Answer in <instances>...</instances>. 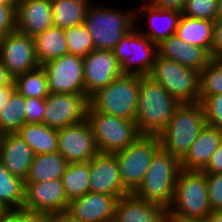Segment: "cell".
<instances>
[{"label": "cell", "instance_id": "obj_48", "mask_svg": "<svg viewBox=\"0 0 222 222\" xmlns=\"http://www.w3.org/2000/svg\"><path fill=\"white\" fill-rule=\"evenodd\" d=\"M14 77L7 71L0 60V86L11 84Z\"/></svg>", "mask_w": 222, "mask_h": 222}, {"label": "cell", "instance_id": "obj_8", "mask_svg": "<svg viewBox=\"0 0 222 222\" xmlns=\"http://www.w3.org/2000/svg\"><path fill=\"white\" fill-rule=\"evenodd\" d=\"M179 103L199 102L200 72L157 55L148 75Z\"/></svg>", "mask_w": 222, "mask_h": 222}, {"label": "cell", "instance_id": "obj_34", "mask_svg": "<svg viewBox=\"0 0 222 222\" xmlns=\"http://www.w3.org/2000/svg\"><path fill=\"white\" fill-rule=\"evenodd\" d=\"M217 94H222V60L211 59L200 72L199 102Z\"/></svg>", "mask_w": 222, "mask_h": 222}, {"label": "cell", "instance_id": "obj_4", "mask_svg": "<svg viewBox=\"0 0 222 222\" xmlns=\"http://www.w3.org/2000/svg\"><path fill=\"white\" fill-rule=\"evenodd\" d=\"M181 161L160 148L153 156L141 186L134 195L168 209L174 198Z\"/></svg>", "mask_w": 222, "mask_h": 222}, {"label": "cell", "instance_id": "obj_15", "mask_svg": "<svg viewBox=\"0 0 222 222\" xmlns=\"http://www.w3.org/2000/svg\"><path fill=\"white\" fill-rule=\"evenodd\" d=\"M85 94L90 98L122 75L121 65L113 51H91L83 58Z\"/></svg>", "mask_w": 222, "mask_h": 222}, {"label": "cell", "instance_id": "obj_42", "mask_svg": "<svg viewBox=\"0 0 222 222\" xmlns=\"http://www.w3.org/2000/svg\"><path fill=\"white\" fill-rule=\"evenodd\" d=\"M205 174H220L222 173V142L217 147L216 151L211 155L207 166L202 170Z\"/></svg>", "mask_w": 222, "mask_h": 222}, {"label": "cell", "instance_id": "obj_25", "mask_svg": "<svg viewBox=\"0 0 222 222\" xmlns=\"http://www.w3.org/2000/svg\"><path fill=\"white\" fill-rule=\"evenodd\" d=\"M214 22L181 16L175 34L184 42L204 49L211 56Z\"/></svg>", "mask_w": 222, "mask_h": 222}, {"label": "cell", "instance_id": "obj_22", "mask_svg": "<svg viewBox=\"0 0 222 222\" xmlns=\"http://www.w3.org/2000/svg\"><path fill=\"white\" fill-rule=\"evenodd\" d=\"M33 157L32 149L17 133L0 135V161L12 175L25 180Z\"/></svg>", "mask_w": 222, "mask_h": 222}, {"label": "cell", "instance_id": "obj_39", "mask_svg": "<svg viewBox=\"0 0 222 222\" xmlns=\"http://www.w3.org/2000/svg\"><path fill=\"white\" fill-rule=\"evenodd\" d=\"M46 99L25 98V120L26 123H43Z\"/></svg>", "mask_w": 222, "mask_h": 222}, {"label": "cell", "instance_id": "obj_17", "mask_svg": "<svg viewBox=\"0 0 222 222\" xmlns=\"http://www.w3.org/2000/svg\"><path fill=\"white\" fill-rule=\"evenodd\" d=\"M90 192L120 197L129 193L121 183L115 154L98 153L90 160Z\"/></svg>", "mask_w": 222, "mask_h": 222}, {"label": "cell", "instance_id": "obj_40", "mask_svg": "<svg viewBox=\"0 0 222 222\" xmlns=\"http://www.w3.org/2000/svg\"><path fill=\"white\" fill-rule=\"evenodd\" d=\"M16 10L6 4H0V39L16 31Z\"/></svg>", "mask_w": 222, "mask_h": 222}, {"label": "cell", "instance_id": "obj_32", "mask_svg": "<svg viewBox=\"0 0 222 222\" xmlns=\"http://www.w3.org/2000/svg\"><path fill=\"white\" fill-rule=\"evenodd\" d=\"M24 180L12 175L0 161V202L6 208H22L24 203Z\"/></svg>", "mask_w": 222, "mask_h": 222}, {"label": "cell", "instance_id": "obj_16", "mask_svg": "<svg viewBox=\"0 0 222 222\" xmlns=\"http://www.w3.org/2000/svg\"><path fill=\"white\" fill-rule=\"evenodd\" d=\"M69 201L61 179L37 183H25L24 203L26 211L56 213L67 211Z\"/></svg>", "mask_w": 222, "mask_h": 222}, {"label": "cell", "instance_id": "obj_35", "mask_svg": "<svg viewBox=\"0 0 222 222\" xmlns=\"http://www.w3.org/2000/svg\"><path fill=\"white\" fill-rule=\"evenodd\" d=\"M68 54L84 58L95 49L90 32L83 24L65 29Z\"/></svg>", "mask_w": 222, "mask_h": 222}, {"label": "cell", "instance_id": "obj_45", "mask_svg": "<svg viewBox=\"0 0 222 222\" xmlns=\"http://www.w3.org/2000/svg\"><path fill=\"white\" fill-rule=\"evenodd\" d=\"M48 222H80L74 218L68 211L49 213Z\"/></svg>", "mask_w": 222, "mask_h": 222}, {"label": "cell", "instance_id": "obj_23", "mask_svg": "<svg viewBox=\"0 0 222 222\" xmlns=\"http://www.w3.org/2000/svg\"><path fill=\"white\" fill-rule=\"evenodd\" d=\"M134 14L135 26L139 23V20H137L139 19V16L140 18H142L141 16L143 14L148 16L147 19L149 21V29L145 31L141 29L139 30L138 28V31H140L144 36H147L155 44H159L162 40L175 34L179 20L182 16V12L156 8L148 2L139 6V8L137 7Z\"/></svg>", "mask_w": 222, "mask_h": 222}, {"label": "cell", "instance_id": "obj_19", "mask_svg": "<svg viewBox=\"0 0 222 222\" xmlns=\"http://www.w3.org/2000/svg\"><path fill=\"white\" fill-rule=\"evenodd\" d=\"M15 15L16 31L29 37L54 26L51 0H22Z\"/></svg>", "mask_w": 222, "mask_h": 222}, {"label": "cell", "instance_id": "obj_49", "mask_svg": "<svg viewBox=\"0 0 222 222\" xmlns=\"http://www.w3.org/2000/svg\"><path fill=\"white\" fill-rule=\"evenodd\" d=\"M208 219L210 222H222V210H214L212 211Z\"/></svg>", "mask_w": 222, "mask_h": 222}, {"label": "cell", "instance_id": "obj_28", "mask_svg": "<svg viewBox=\"0 0 222 222\" xmlns=\"http://www.w3.org/2000/svg\"><path fill=\"white\" fill-rule=\"evenodd\" d=\"M33 39L37 59L41 65L68 54L65 29L53 26Z\"/></svg>", "mask_w": 222, "mask_h": 222}, {"label": "cell", "instance_id": "obj_18", "mask_svg": "<svg viewBox=\"0 0 222 222\" xmlns=\"http://www.w3.org/2000/svg\"><path fill=\"white\" fill-rule=\"evenodd\" d=\"M117 201L116 196L88 192L71 200L67 211L80 222H110L114 220Z\"/></svg>", "mask_w": 222, "mask_h": 222}, {"label": "cell", "instance_id": "obj_10", "mask_svg": "<svg viewBox=\"0 0 222 222\" xmlns=\"http://www.w3.org/2000/svg\"><path fill=\"white\" fill-rule=\"evenodd\" d=\"M135 28L118 42L113 53L122 74L148 76L158 55L157 44Z\"/></svg>", "mask_w": 222, "mask_h": 222}, {"label": "cell", "instance_id": "obj_6", "mask_svg": "<svg viewBox=\"0 0 222 222\" xmlns=\"http://www.w3.org/2000/svg\"><path fill=\"white\" fill-rule=\"evenodd\" d=\"M140 76L122 74L89 98L88 110L135 121Z\"/></svg>", "mask_w": 222, "mask_h": 222}, {"label": "cell", "instance_id": "obj_31", "mask_svg": "<svg viewBox=\"0 0 222 222\" xmlns=\"http://www.w3.org/2000/svg\"><path fill=\"white\" fill-rule=\"evenodd\" d=\"M15 90L25 98L46 99L49 92L48 79L42 66L14 77Z\"/></svg>", "mask_w": 222, "mask_h": 222}, {"label": "cell", "instance_id": "obj_38", "mask_svg": "<svg viewBox=\"0 0 222 222\" xmlns=\"http://www.w3.org/2000/svg\"><path fill=\"white\" fill-rule=\"evenodd\" d=\"M209 205L214 210H222V173L206 174Z\"/></svg>", "mask_w": 222, "mask_h": 222}, {"label": "cell", "instance_id": "obj_27", "mask_svg": "<svg viewBox=\"0 0 222 222\" xmlns=\"http://www.w3.org/2000/svg\"><path fill=\"white\" fill-rule=\"evenodd\" d=\"M32 149L34 155L58 152V130L43 123H25L16 132Z\"/></svg>", "mask_w": 222, "mask_h": 222}, {"label": "cell", "instance_id": "obj_3", "mask_svg": "<svg viewBox=\"0 0 222 222\" xmlns=\"http://www.w3.org/2000/svg\"><path fill=\"white\" fill-rule=\"evenodd\" d=\"M205 125L200 102L179 104L167 127L158 135L161 148L181 160Z\"/></svg>", "mask_w": 222, "mask_h": 222}, {"label": "cell", "instance_id": "obj_5", "mask_svg": "<svg viewBox=\"0 0 222 222\" xmlns=\"http://www.w3.org/2000/svg\"><path fill=\"white\" fill-rule=\"evenodd\" d=\"M119 10L94 4L88 8L84 25L90 32L96 50L113 51L118 42L135 26V10Z\"/></svg>", "mask_w": 222, "mask_h": 222}, {"label": "cell", "instance_id": "obj_14", "mask_svg": "<svg viewBox=\"0 0 222 222\" xmlns=\"http://www.w3.org/2000/svg\"><path fill=\"white\" fill-rule=\"evenodd\" d=\"M57 146L58 153L68 163L90 161L99 153L92 129L86 119L80 123L58 129Z\"/></svg>", "mask_w": 222, "mask_h": 222}, {"label": "cell", "instance_id": "obj_12", "mask_svg": "<svg viewBox=\"0 0 222 222\" xmlns=\"http://www.w3.org/2000/svg\"><path fill=\"white\" fill-rule=\"evenodd\" d=\"M41 66L46 72L50 93L85 94L82 57L65 54Z\"/></svg>", "mask_w": 222, "mask_h": 222}, {"label": "cell", "instance_id": "obj_11", "mask_svg": "<svg viewBox=\"0 0 222 222\" xmlns=\"http://www.w3.org/2000/svg\"><path fill=\"white\" fill-rule=\"evenodd\" d=\"M89 105L86 94L50 93L46 98L43 124L58 130L80 123L86 119Z\"/></svg>", "mask_w": 222, "mask_h": 222}, {"label": "cell", "instance_id": "obj_36", "mask_svg": "<svg viewBox=\"0 0 222 222\" xmlns=\"http://www.w3.org/2000/svg\"><path fill=\"white\" fill-rule=\"evenodd\" d=\"M217 2L218 0H186L182 15L215 22Z\"/></svg>", "mask_w": 222, "mask_h": 222}, {"label": "cell", "instance_id": "obj_41", "mask_svg": "<svg viewBox=\"0 0 222 222\" xmlns=\"http://www.w3.org/2000/svg\"><path fill=\"white\" fill-rule=\"evenodd\" d=\"M211 59L222 60V19L214 22L213 43L211 48Z\"/></svg>", "mask_w": 222, "mask_h": 222}, {"label": "cell", "instance_id": "obj_13", "mask_svg": "<svg viewBox=\"0 0 222 222\" xmlns=\"http://www.w3.org/2000/svg\"><path fill=\"white\" fill-rule=\"evenodd\" d=\"M0 60L13 77L41 66L37 59L33 37L17 31L6 34L0 39Z\"/></svg>", "mask_w": 222, "mask_h": 222}, {"label": "cell", "instance_id": "obj_7", "mask_svg": "<svg viewBox=\"0 0 222 222\" xmlns=\"http://www.w3.org/2000/svg\"><path fill=\"white\" fill-rule=\"evenodd\" d=\"M86 120L100 153L114 154L124 150L141 136L136 122L132 120L107 115L97 110H88Z\"/></svg>", "mask_w": 222, "mask_h": 222}, {"label": "cell", "instance_id": "obj_26", "mask_svg": "<svg viewBox=\"0 0 222 222\" xmlns=\"http://www.w3.org/2000/svg\"><path fill=\"white\" fill-rule=\"evenodd\" d=\"M68 164L66 159L58 152L34 155L24 183L62 179Z\"/></svg>", "mask_w": 222, "mask_h": 222}, {"label": "cell", "instance_id": "obj_43", "mask_svg": "<svg viewBox=\"0 0 222 222\" xmlns=\"http://www.w3.org/2000/svg\"><path fill=\"white\" fill-rule=\"evenodd\" d=\"M148 3L156 8L182 12L186 0H150Z\"/></svg>", "mask_w": 222, "mask_h": 222}, {"label": "cell", "instance_id": "obj_21", "mask_svg": "<svg viewBox=\"0 0 222 222\" xmlns=\"http://www.w3.org/2000/svg\"><path fill=\"white\" fill-rule=\"evenodd\" d=\"M157 51L159 57L175 61L198 72L211 61V56L204 49L184 42L176 34L157 44Z\"/></svg>", "mask_w": 222, "mask_h": 222}, {"label": "cell", "instance_id": "obj_47", "mask_svg": "<svg viewBox=\"0 0 222 222\" xmlns=\"http://www.w3.org/2000/svg\"><path fill=\"white\" fill-rule=\"evenodd\" d=\"M0 222H20V208H8L0 216Z\"/></svg>", "mask_w": 222, "mask_h": 222}, {"label": "cell", "instance_id": "obj_53", "mask_svg": "<svg viewBox=\"0 0 222 222\" xmlns=\"http://www.w3.org/2000/svg\"><path fill=\"white\" fill-rule=\"evenodd\" d=\"M6 206H4L1 202H0V216L1 214L6 210Z\"/></svg>", "mask_w": 222, "mask_h": 222}, {"label": "cell", "instance_id": "obj_44", "mask_svg": "<svg viewBox=\"0 0 222 222\" xmlns=\"http://www.w3.org/2000/svg\"><path fill=\"white\" fill-rule=\"evenodd\" d=\"M20 222H48V213L26 211L20 208Z\"/></svg>", "mask_w": 222, "mask_h": 222}, {"label": "cell", "instance_id": "obj_2", "mask_svg": "<svg viewBox=\"0 0 222 222\" xmlns=\"http://www.w3.org/2000/svg\"><path fill=\"white\" fill-rule=\"evenodd\" d=\"M207 184V175L202 171H180L174 198L168 208L170 222L208 218L212 209Z\"/></svg>", "mask_w": 222, "mask_h": 222}, {"label": "cell", "instance_id": "obj_51", "mask_svg": "<svg viewBox=\"0 0 222 222\" xmlns=\"http://www.w3.org/2000/svg\"><path fill=\"white\" fill-rule=\"evenodd\" d=\"M217 19H222V0L217 2Z\"/></svg>", "mask_w": 222, "mask_h": 222}, {"label": "cell", "instance_id": "obj_1", "mask_svg": "<svg viewBox=\"0 0 222 222\" xmlns=\"http://www.w3.org/2000/svg\"><path fill=\"white\" fill-rule=\"evenodd\" d=\"M178 105L163 86L148 76H140L135 122L141 135L158 136Z\"/></svg>", "mask_w": 222, "mask_h": 222}, {"label": "cell", "instance_id": "obj_33", "mask_svg": "<svg viewBox=\"0 0 222 222\" xmlns=\"http://www.w3.org/2000/svg\"><path fill=\"white\" fill-rule=\"evenodd\" d=\"M25 97L16 90L0 111V135L16 133L25 123Z\"/></svg>", "mask_w": 222, "mask_h": 222}, {"label": "cell", "instance_id": "obj_29", "mask_svg": "<svg viewBox=\"0 0 222 222\" xmlns=\"http://www.w3.org/2000/svg\"><path fill=\"white\" fill-rule=\"evenodd\" d=\"M53 25L61 29L84 23L87 10L92 4L89 0H51Z\"/></svg>", "mask_w": 222, "mask_h": 222}, {"label": "cell", "instance_id": "obj_52", "mask_svg": "<svg viewBox=\"0 0 222 222\" xmlns=\"http://www.w3.org/2000/svg\"><path fill=\"white\" fill-rule=\"evenodd\" d=\"M182 222H210V221L208 218H206V219L185 220Z\"/></svg>", "mask_w": 222, "mask_h": 222}, {"label": "cell", "instance_id": "obj_9", "mask_svg": "<svg viewBox=\"0 0 222 222\" xmlns=\"http://www.w3.org/2000/svg\"><path fill=\"white\" fill-rule=\"evenodd\" d=\"M161 148L158 136L141 135L134 143L115 154L121 183L129 194L141 186L154 154Z\"/></svg>", "mask_w": 222, "mask_h": 222}, {"label": "cell", "instance_id": "obj_37", "mask_svg": "<svg viewBox=\"0 0 222 222\" xmlns=\"http://www.w3.org/2000/svg\"><path fill=\"white\" fill-rule=\"evenodd\" d=\"M201 104L206 124L222 129V94L208 96Z\"/></svg>", "mask_w": 222, "mask_h": 222}, {"label": "cell", "instance_id": "obj_24", "mask_svg": "<svg viewBox=\"0 0 222 222\" xmlns=\"http://www.w3.org/2000/svg\"><path fill=\"white\" fill-rule=\"evenodd\" d=\"M222 142V129L205 125L188 152L180 160L181 169L186 171H202L208 164L211 155Z\"/></svg>", "mask_w": 222, "mask_h": 222}, {"label": "cell", "instance_id": "obj_30", "mask_svg": "<svg viewBox=\"0 0 222 222\" xmlns=\"http://www.w3.org/2000/svg\"><path fill=\"white\" fill-rule=\"evenodd\" d=\"M89 178L90 161L68 164L61 180L69 202L90 192Z\"/></svg>", "mask_w": 222, "mask_h": 222}, {"label": "cell", "instance_id": "obj_20", "mask_svg": "<svg viewBox=\"0 0 222 222\" xmlns=\"http://www.w3.org/2000/svg\"><path fill=\"white\" fill-rule=\"evenodd\" d=\"M115 222H170L168 209L146 202L134 194L120 197L114 215Z\"/></svg>", "mask_w": 222, "mask_h": 222}, {"label": "cell", "instance_id": "obj_50", "mask_svg": "<svg viewBox=\"0 0 222 222\" xmlns=\"http://www.w3.org/2000/svg\"><path fill=\"white\" fill-rule=\"evenodd\" d=\"M22 0H0V4H6L13 7L15 10Z\"/></svg>", "mask_w": 222, "mask_h": 222}, {"label": "cell", "instance_id": "obj_46", "mask_svg": "<svg viewBox=\"0 0 222 222\" xmlns=\"http://www.w3.org/2000/svg\"><path fill=\"white\" fill-rule=\"evenodd\" d=\"M14 91V81L11 84L0 86V111L7 104Z\"/></svg>", "mask_w": 222, "mask_h": 222}]
</instances>
